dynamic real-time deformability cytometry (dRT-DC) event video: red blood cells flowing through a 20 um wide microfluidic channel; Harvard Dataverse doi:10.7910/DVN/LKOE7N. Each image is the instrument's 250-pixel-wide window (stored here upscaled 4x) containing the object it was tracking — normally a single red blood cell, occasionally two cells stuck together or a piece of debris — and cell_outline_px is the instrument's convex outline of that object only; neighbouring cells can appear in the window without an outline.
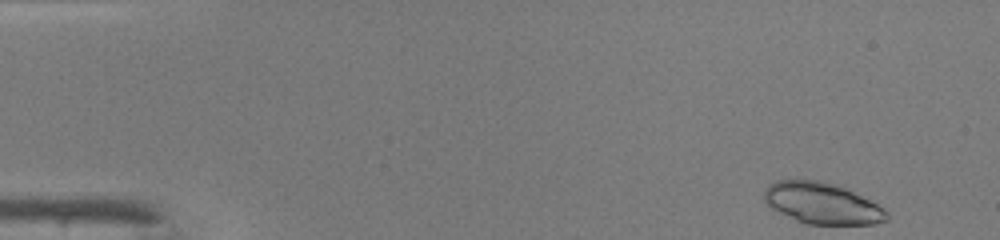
{"species": "common noctule bat (a hibernating species)", "species_latin": "Nyctalus noctula", "temperature_condition": "warm", "stored_images_in_passage": 45, "camera_frame_rate_fps": 3000, "um_per_image_px": 0.085, "animal": {"sex": "male", "body_mass_g": 19.0, "forearm_length_mm": 50.8}, "frame": {"image": 1, "passage_image": 1, "time_ms": 0.0, "image_size_px": [1000, 240], "cell_outline_px": [[888, 220], [876, 224], [804, 224], [772, 208], [764, 200], [764, 192], [768, 184], [776, 180], [816, 180], [832, 184], [844, 188], [884, 208], [888, 212]], "centroid_in_image_um": [69.87, 17.29], "position_along_channel_um": 15.1, "area_um2": 29.07}}
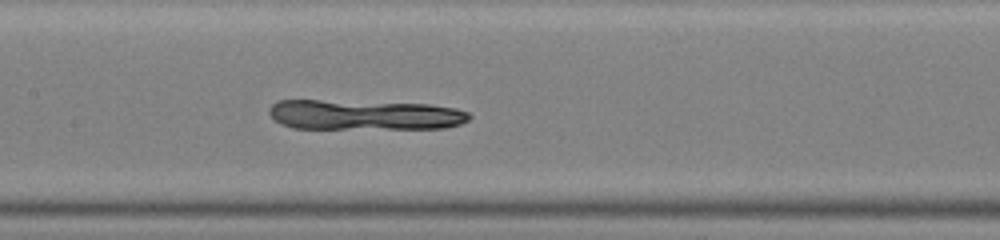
{"frame": {"image": 2, "passage_image": 21, "time_ms": 6.667, "image_size_px": [1000, 240], "cell_outline_px": [[472, 116], [468, 120], [460, 124], [444, 128], [292, 128], [280, 124], [268, 112], [268, 108], [276, 100], [320, 100], [428, 104], [456, 108], [468, 112]], "centroid_in_image_um": [30.96, 9.76], "position_along_channel_um": 176.4, "area_um2": 35.08}}
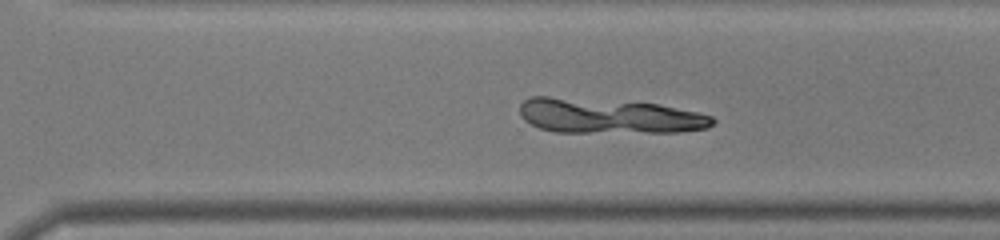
{"frame": {"image": 3, "passage_image": 31, "time_ms": 10.0, "image_size_px": [1000, 240], "cell_outline_px": [[716, 120], [708, 128], [680, 132], [556, 132], [540, 128], [524, 120], [520, 116], [520, 104], [524, 100], [532, 96], [548, 96], [660, 104], [696, 112], [712, 116]], "centroid_in_image_um": [51.74, 9.86], "position_along_channel_um": 318.9, "area_um2": 39.19}}